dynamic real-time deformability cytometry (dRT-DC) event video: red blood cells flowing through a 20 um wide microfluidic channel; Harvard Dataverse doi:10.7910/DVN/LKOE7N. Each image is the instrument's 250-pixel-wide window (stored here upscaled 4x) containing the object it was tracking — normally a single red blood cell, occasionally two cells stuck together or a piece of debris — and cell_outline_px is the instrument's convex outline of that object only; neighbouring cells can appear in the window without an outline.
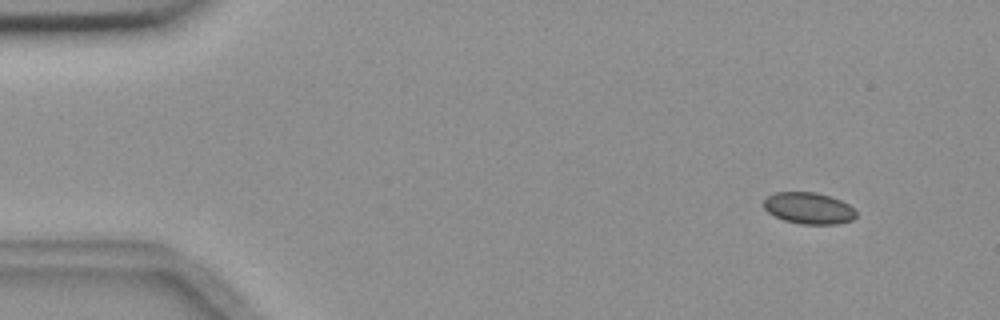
{"species": "common noctule bat (a hibernating species)", "species_latin": "Nyctalus noctula", "temperature_condition": "room temperature", "stored_images_in_passage": 5, "camera_frame_rate_fps": 3000, "um_per_image_px": 0.085, "animal": {"sex": "female", "body_mass_g": 18.4}, "frame": {"image": 1, "passage_image": 2, "time_ms": 1.0, "image_size_px": [1000, 320], "cell_outline_px": [[856, 216], [852, 220], [836, 224], [800, 224], [784, 220], [768, 212], [764, 208], [764, 200], [768, 196], [776, 192], [816, 192], [840, 200], [848, 204], [856, 212]], "centroid_in_image_um": [68.73, 17.7], "position_along_channel_um": 16.3, "area_um2": 16.82}}
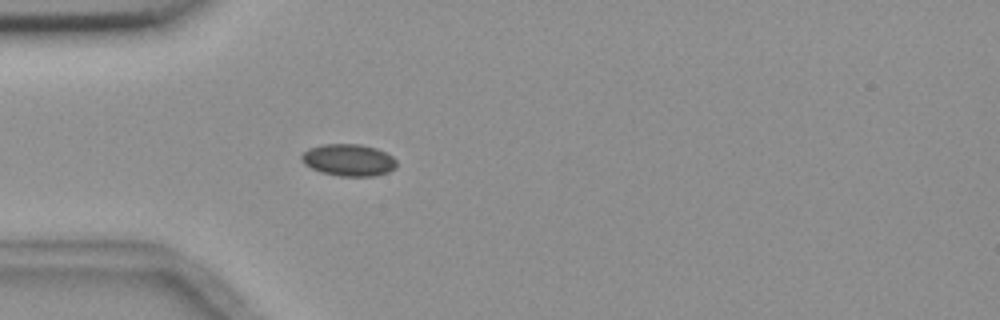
{"frame": {"image": 2, "passage_image": 5, "time_ms": 4.667, "image_size_px": [1000, 320], "cell_outline_px": [[396, 168], [388, 172], [376, 176], [340, 176], [320, 172], [304, 164], [300, 160], [300, 156], [308, 148], [324, 144], [360, 144], [376, 148], [392, 156], [396, 160]], "centroid_in_image_um": [29.62, 13.6], "position_along_channel_um": 55.4, "area_um2": 17.8}}